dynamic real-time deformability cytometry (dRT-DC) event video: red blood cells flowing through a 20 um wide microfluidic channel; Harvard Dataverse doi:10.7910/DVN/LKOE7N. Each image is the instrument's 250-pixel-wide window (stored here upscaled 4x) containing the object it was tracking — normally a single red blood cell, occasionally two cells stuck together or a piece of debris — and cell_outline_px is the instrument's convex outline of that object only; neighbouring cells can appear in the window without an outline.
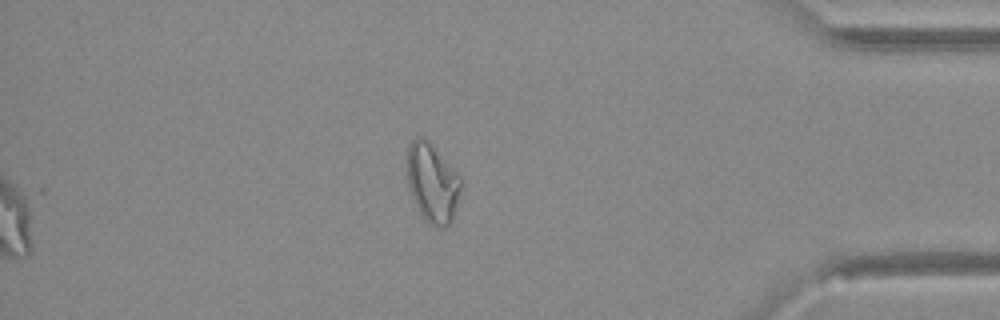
{"species": "Egyptian fruit bat (a non-hibernating species)", "species_latin": "Rousettus aegyptiacus", "temperature_condition": "warm", "stored_images_in_passage": 41, "camera_frame_rate_fps": 3000, "um_per_image_px": 0.085, "animal": {"sex": "female"}, "frame": {"image": 1, "passage_image": 41, "time_ms": 13.333, "image_size_px": [1000, 320], "cell_outline_px": [[460, 188], [452, 220], [448, 228], [436, 228], [428, 224], [420, 212], [408, 188], [408, 144], [416, 136], [420, 136], [428, 140], [460, 176]], "centroid_in_image_um": [36.74, 15.56], "position_along_channel_um": 398.5, "area_um2": 24.51}}